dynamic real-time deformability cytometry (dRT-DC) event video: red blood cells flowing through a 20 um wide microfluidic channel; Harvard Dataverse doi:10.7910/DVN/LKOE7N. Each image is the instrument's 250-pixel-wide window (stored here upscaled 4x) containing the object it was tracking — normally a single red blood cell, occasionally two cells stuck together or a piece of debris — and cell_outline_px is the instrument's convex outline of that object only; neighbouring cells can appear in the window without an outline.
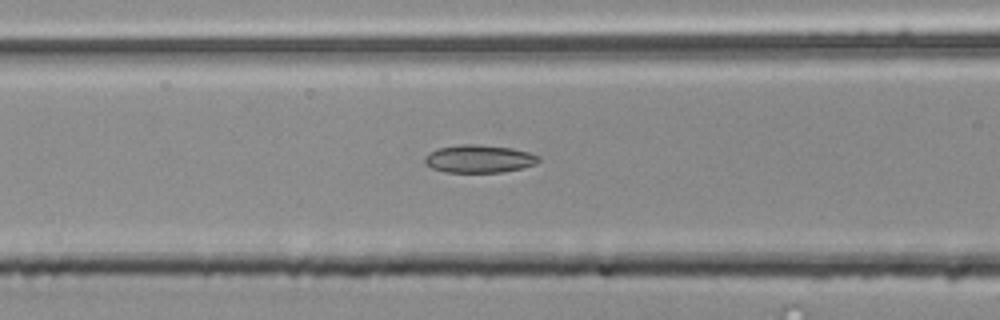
{"species": "common noctule bat (a hibernating species)", "species_latin": "Nyctalus noctula", "temperature_condition": "room temperature", "stored_images_in_passage": 34, "camera_frame_rate_fps": 3000, "um_per_image_px": 0.085, "animal": {"sex": "male", "body_mass_g": 20.4}, "frame": {"image": 1, "passage_image": 9, "time_ms": 2.667, "image_size_px": [1000, 320], "cell_outline_px": [[540, 160], [536, 164], [524, 168], [500, 172], [444, 172], [432, 168], [424, 160], [436, 148], [460, 144], [476, 144], [512, 148], [528, 152], [540, 156]], "centroid_in_image_um": [40.77, 13.5], "position_along_channel_um": 125.8, "area_um2": 18.38}}
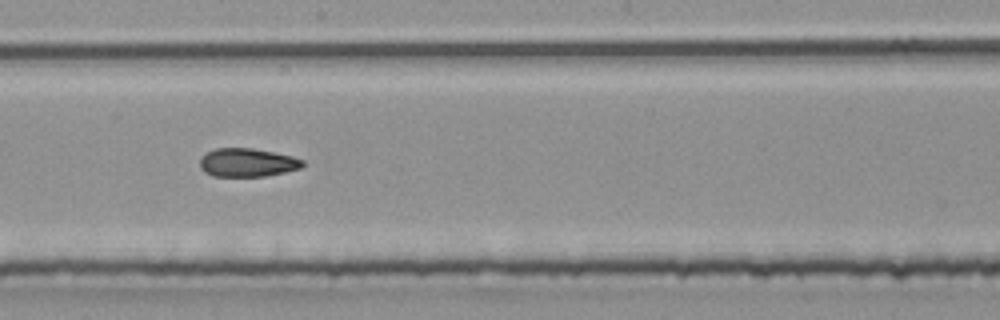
{"frame": {"image": 2, "passage_image": 17, "time_ms": 5.333, "image_size_px": [1000, 320], "cell_outline_px": [[304, 164], [300, 168], [284, 172], [264, 176], [212, 176], [204, 172], [200, 168], [200, 160], [204, 152], [216, 148], [252, 148], [292, 156], [304, 160]], "centroid_in_image_um": [20.98, 13.81], "position_along_channel_um": 227.2, "area_um2": 17.05}}
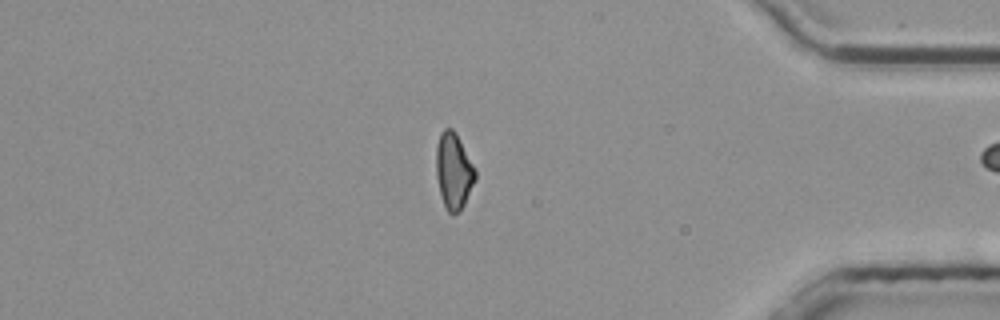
{"frame": {"image": 3, "passage_image": 33, "time_ms": 10.667, "image_size_px": [1000, 320], "cell_outline_px": [[476, 180], [464, 204], [452, 216], [448, 212], [444, 204], [440, 192], [436, 176], [436, 148], [440, 132], [444, 128], [452, 128], [456, 132], [476, 172]], "centroid_in_image_um": [38.55, 14.51], "position_along_channel_um": 396.7, "area_um2": 17.17}}